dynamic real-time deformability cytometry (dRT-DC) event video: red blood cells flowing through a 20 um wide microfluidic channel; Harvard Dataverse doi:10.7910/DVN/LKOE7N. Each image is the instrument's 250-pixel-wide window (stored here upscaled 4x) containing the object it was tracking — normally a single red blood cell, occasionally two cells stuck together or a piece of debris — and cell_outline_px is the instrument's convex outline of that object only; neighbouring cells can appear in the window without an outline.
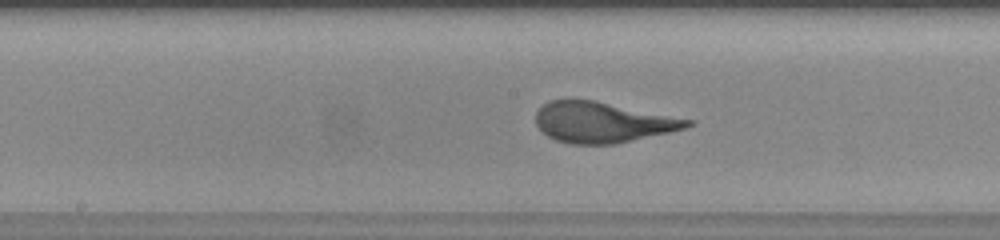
{"species": "human", "species_latin": "Homo sapiens", "temperature_condition": "warm", "stored_images_in_passage": 35, "camera_frame_rate_fps": 3000, "um_per_image_px": 0.085, "donor": {"sex": "female"}, "frame": {"image": 1, "passage_image": 15, "time_ms": 4.667, "image_size_px": [1000, 240], "cell_outline_px": [[696, 124], [684, 128], [668, 132], [616, 144], [568, 144], [556, 140], [548, 136], [536, 124], [536, 112], [548, 100], [596, 100], [696, 120]], "centroid_in_image_um": [51.26, 10.39], "position_along_channel_um": 196.9, "area_um2": 35.95}}
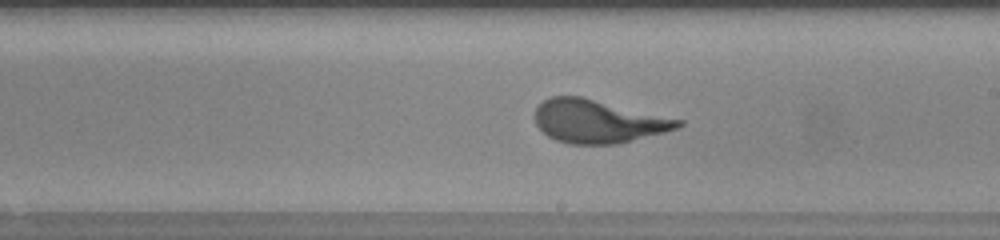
{"frame": {"image": 2, "passage_image": 18, "time_ms": 5.667, "image_size_px": [1000, 240], "cell_outline_px": [[684, 124], [676, 128], [664, 132], [616, 144], [568, 144], [556, 140], [548, 136], [536, 124], [536, 108], [544, 100], [552, 96], [580, 96], [684, 120]], "centroid_in_image_um": [50.83, 10.31], "position_along_channel_um": 238.2, "area_um2": 35.66}}
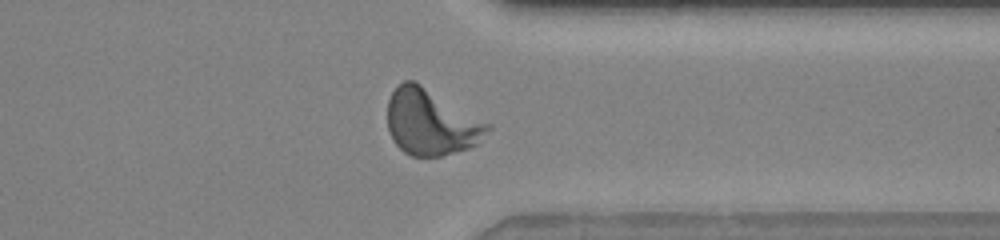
{"frame": {"image": 3, "passage_image": 28, "time_ms": 9.0, "image_size_px": [1000, 240], "cell_outline_px": [[492, 128], [476, 144], [468, 148], [440, 156], [412, 156], [404, 152], [392, 140], [388, 128], [388, 100], [392, 92], [404, 80], [412, 80], [420, 84], [492, 124]], "centroid_in_image_um": [36.64, 10.4], "position_along_channel_um": 374.8, "area_um2": 38.21}}